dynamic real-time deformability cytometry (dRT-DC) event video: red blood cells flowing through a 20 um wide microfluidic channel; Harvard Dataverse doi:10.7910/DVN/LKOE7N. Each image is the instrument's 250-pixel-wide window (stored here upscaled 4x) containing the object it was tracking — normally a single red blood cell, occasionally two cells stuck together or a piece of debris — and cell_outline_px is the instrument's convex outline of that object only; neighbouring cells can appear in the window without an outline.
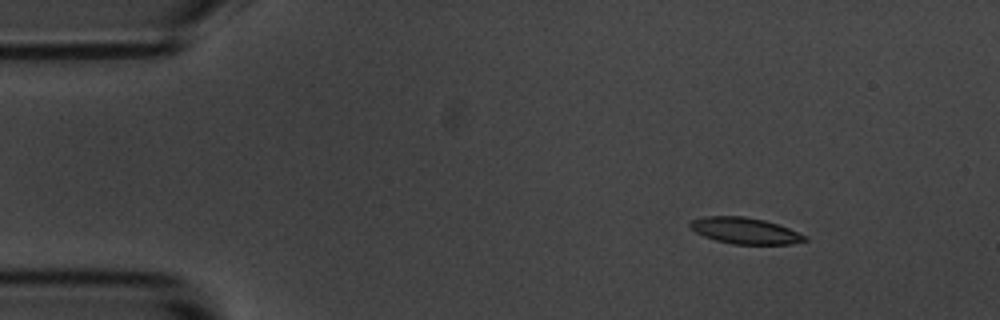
{"species": "common noctule bat (a hibernating species)", "species_latin": "Nyctalus noctula", "temperature_condition": "room temperature", "stored_images_in_passage": 4, "camera_frame_rate_fps": 3000, "um_per_image_px": 0.085, "animal": {"sex": "male", "body_mass_g": 20.1, "forearm_length_mm": 53.5}, "frame": {"image": 1, "passage_image": 1, "time_ms": 0.0, "image_size_px": [1000, 320], "cell_outline_px": [[808, 240], [792, 244], [732, 244], [716, 240], [704, 236], [696, 232], [688, 224], [692, 220], [704, 216], [744, 216], [764, 220], [788, 228], [808, 236]], "centroid_in_image_um": [63.34, 19.61], "position_along_channel_um": 21.7, "area_um2": 17.46}}
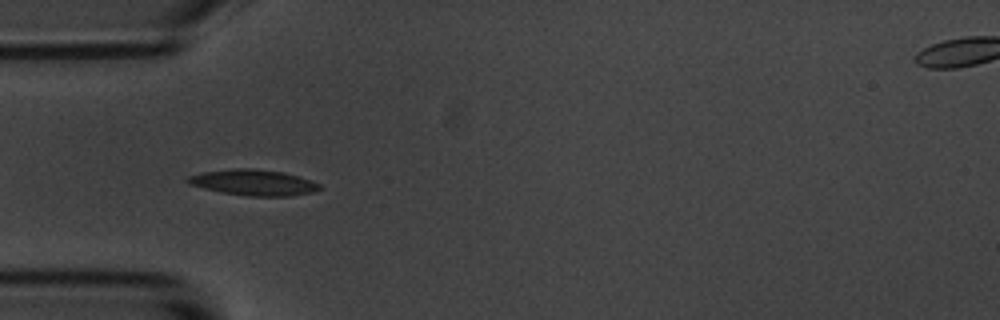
{"frame": {"image": 2, "passage_image": 3, "time_ms": 3.333, "image_size_px": [1000, 320], "cell_outline_px": [[320, 188], [312, 192], [292, 196], [248, 196], [220, 192], [188, 184], [184, 180], [188, 176], [204, 172], [232, 168], [252, 168], [284, 172], [320, 184]], "centroid_in_image_um": [21.49, 15.51], "position_along_channel_um": 63.5, "area_um2": 19.77}}